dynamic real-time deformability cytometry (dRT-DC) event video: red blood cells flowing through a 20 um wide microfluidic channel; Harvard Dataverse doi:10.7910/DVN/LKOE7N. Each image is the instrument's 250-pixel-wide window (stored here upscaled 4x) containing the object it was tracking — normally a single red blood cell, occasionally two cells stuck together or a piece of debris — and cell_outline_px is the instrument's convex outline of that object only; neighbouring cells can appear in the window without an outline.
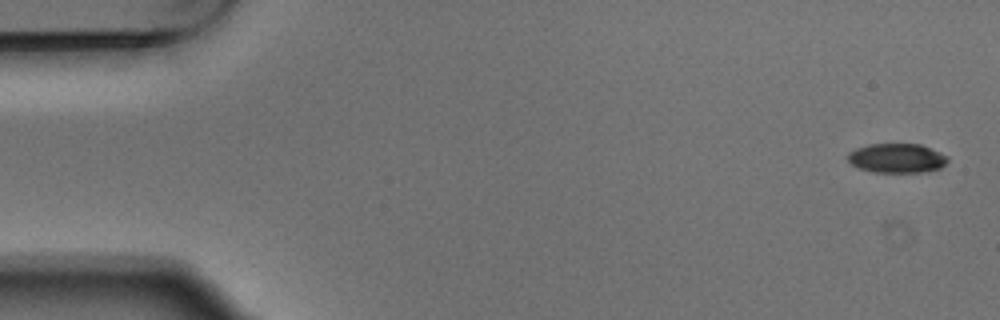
{"species": "Egyptian fruit bat (a non-hibernating species)", "species_latin": "Rousettus aegyptiacus", "temperature_condition": "warm", "stored_images_in_passage": 4, "camera_frame_rate_fps": 3000, "um_per_image_px": 0.085, "animal": {"sex": "male"}, "frame": {"image": 1, "passage_image": 1, "time_ms": 0.0, "image_size_px": [1000, 320], "cell_outline_px": [[948, 160], [940, 168], [924, 172], [872, 172], [860, 168], [852, 164], [848, 160], [848, 152], [856, 148], [868, 144], [920, 144], [940, 152], [948, 156]], "centroid_in_image_um": [76.23, 13.44], "position_along_channel_um": 8.8, "area_um2": 17.05}}
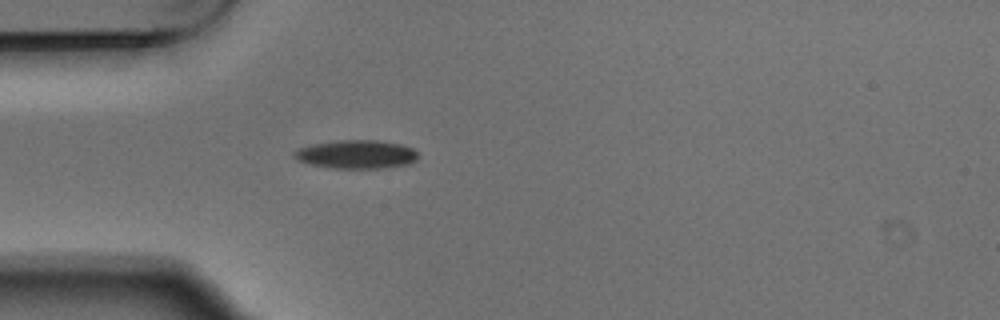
{"frame": {"image": 2, "passage_image": 4, "time_ms": 1.0, "image_size_px": [1000, 320], "cell_outline_px": [[420, 156], [416, 160], [408, 164], [384, 168], [332, 168], [312, 164], [300, 160], [292, 156], [292, 152], [296, 148], [312, 144], [336, 140], [376, 140], [400, 144], [412, 148]], "centroid_in_image_um": [30.28, 13.11], "position_along_channel_um": 54.7, "area_um2": 20.63}}